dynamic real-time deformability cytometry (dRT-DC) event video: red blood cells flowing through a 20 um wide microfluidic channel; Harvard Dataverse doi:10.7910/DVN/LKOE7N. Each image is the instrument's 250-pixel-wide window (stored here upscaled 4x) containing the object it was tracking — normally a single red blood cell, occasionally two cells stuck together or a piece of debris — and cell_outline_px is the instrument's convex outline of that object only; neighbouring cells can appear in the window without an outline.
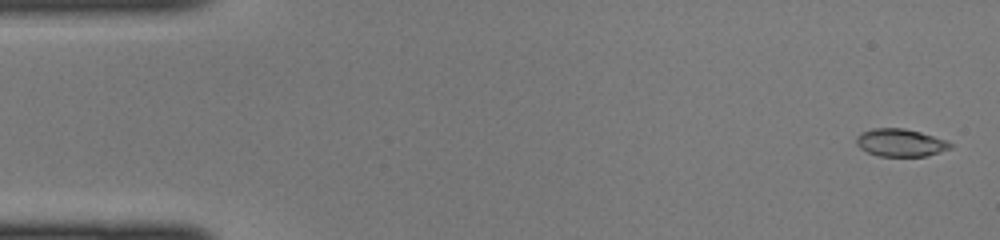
{"species": "common noctule bat (a hibernating species)", "species_latin": "Nyctalus noctula", "temperature_condition": "cold", "stored_images_in_passage": 45, "camera_frame_rate_fps": 3000, "um_per_image_px": 0.085, "animal": {"sex": "female", "body_mass_g": 22.0, "forearm_length_mm": 56.7}, "frame": {"image": 1, "passage_image": 2, "time_ms": 0.333, "image_size_px": [1000, 240], "cell_outline_px": [[952, 148], [928, 156], [880, 156], [868, 152], [860, 148], [856, 144], [856, 136], [860, 132], [872, 128], [904, 128], [920, 132], [944, 140], [952, 144]], "centroid_in_image_um": [76.5, 12.12], "position_along_channel_um": 8.5, "area_um2": 15.14}}
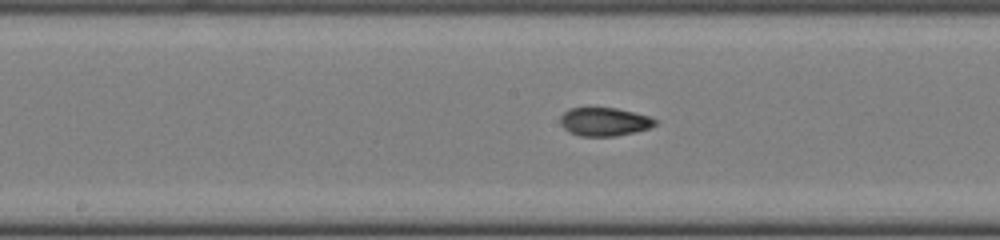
{"frame": {"image": 2, "passage_image": 23, "time_ms": 7.333, "image_size_px": [1000, 240], "cell_outline_px": [[656, 124], [648, 128], [616, 136], [580, 136], [568, 132], [560, 124], [560, 116], [568, 108], [616, 108], [652, 116], [656, 120]], "centroid_in_image_um": [51.35, 10.34], "position_along_channel_um": 196.9, "area_um2": 15.72}}
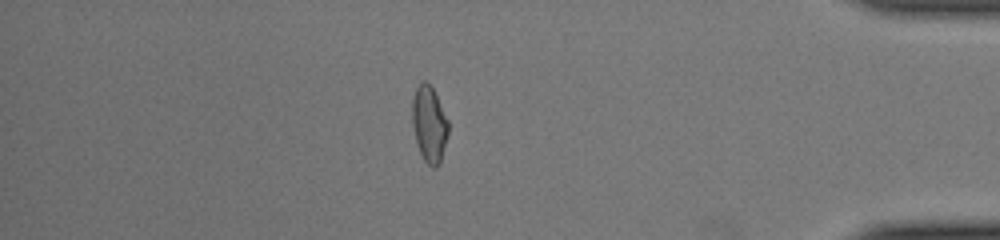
{"frame": {"image": 3, "passage_image": 39, "time_ms": 12.667, "image_size_px": [1000, 240], "cell_outline_px": [[448, 132], [440, 164], [436, 168], [432, 168], [424, 160], [420, 152], [416, 140], [412, 124], [412, 100], [416, 88], [420, 80], [424, 80], [432, 88], [448, 120]], "centroid_in_image_um": [36.47, 10.56], "position_along_channel_um": 398.7, "area_um2": 15.9}}